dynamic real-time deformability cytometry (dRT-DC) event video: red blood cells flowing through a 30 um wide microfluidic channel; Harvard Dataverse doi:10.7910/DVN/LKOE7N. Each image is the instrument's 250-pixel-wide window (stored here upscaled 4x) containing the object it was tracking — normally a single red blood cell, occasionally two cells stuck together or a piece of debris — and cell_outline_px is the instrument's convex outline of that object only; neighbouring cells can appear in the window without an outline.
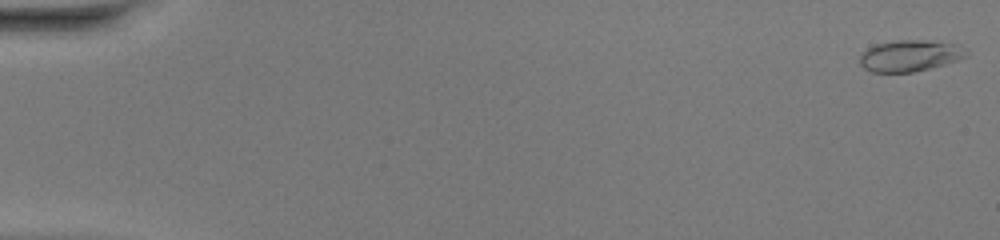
{"species": "common noctule bat (a hibernating species)", "species_latin": "Nyctalus noctula", "temperature_condition": "warm", "stored_images_in_passage": 50, "camera_frame_rate_fps": 3000, "um_per_image_px": 0.085, "animal": {"sex": "female", "body_mass_g": 20.0, "forearm_length_mm": 54.0}, "frame": {"image": 1, "passage_image": 1, "time_ms": 0.0, "image_size_px": [1000, 240], "cell_outline_px": [[968, 56], [944, 64], [912, 72], [872, 72], [864, 68], [860, 64], [860, 56], [868, 48], [876, 44], [896, 40], [920, 40], [956, 44], [968, 52]], "centroid_in_image_um": [77.32, 4.74], "position_along_channel_um": 7.7, "area_um2": 19.13}}
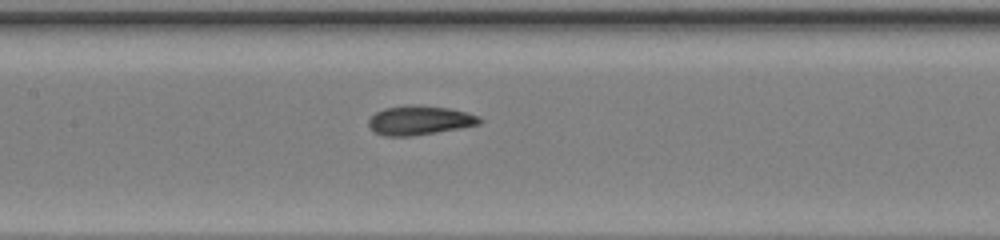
{"frame": {"image": 2, "passage_image": 25, "time_ms": 8.0, "image_size_px": [1000, 240], "cell_outline_px": [[484, 120], [480, 124], [460, 128], [412, 136], [384, 136], [376, 132], [368, 124], [368, 120], [376, 112], [384, 108], [408, 104], [412, 104], [448, 108], [480, 116]], "centroid_in_image_um": [35.67, 10.22], "position_along_channel_um": 171.7, "area_um2": 18.84}}
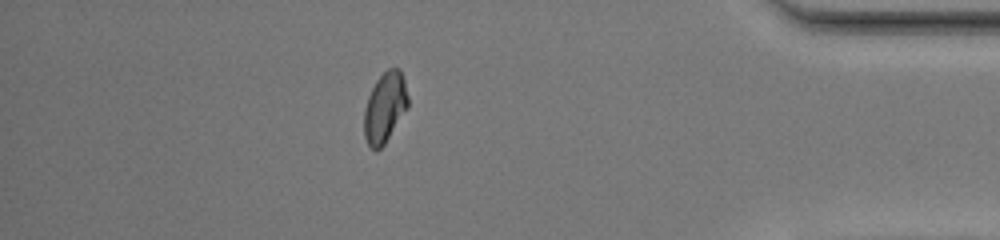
{"frame": {"image": 3, "passage_image": 44, "time_ms": 14.333, "image_size_px": [1000, 240], "cell_outline_px": [[408, 108], [384, 144], [376, 152], [368, 144], [364, 136], [364, 108], [368, 96], [376, 80], [388, 68], [400, 68], [404, 80], [408, 96]], "centroid_in_image_um": [32.71, 9.13], "position_along_channel_um": 402.5, "area_um2": 17.98}, "authors_computed_cell_mechanics": {"area_um2": 18.1781, "velocity_mm_per_s": 4.2081, "shape_relaxation_time_tau1_ms": 4.5782, "shape_relaxation_time_tau2_ms": 1.195, "deformation_change_tau1": 0.1775, "deformation_change_tau2": 0.0605}}